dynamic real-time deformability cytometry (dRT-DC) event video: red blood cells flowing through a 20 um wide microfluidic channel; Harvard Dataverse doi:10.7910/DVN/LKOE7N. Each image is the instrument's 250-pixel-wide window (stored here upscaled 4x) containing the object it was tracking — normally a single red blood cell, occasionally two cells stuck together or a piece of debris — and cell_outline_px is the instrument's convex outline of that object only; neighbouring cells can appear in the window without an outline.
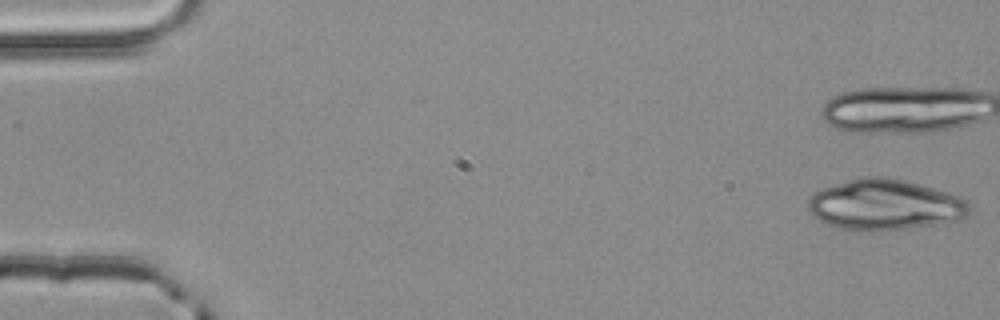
{"species": "common noctule bat (a hibernating species)", "species_latin": "Nyctalus noctula", "temperature_condition": "room temperature", "stored_images_in_passage": 6, "segment_of_instrument_passage": [1, 2], "camera_frame_rate_fps": 3000, "um_per_image_px": 0.085, "animal": {"sex": "male", "body_mass_g": 20.4}, "frame": {"image": 1, "passage_image": 1, "time_ms": 0.0, "image_size_px": [1000, 320], "cell_outline_px": [[972, 212], [960, 220], [908, 228], [876, 232], [836, 228], [824, 224], [808, 208], [808, 200], [816, 192], [824, 188], [848, 180], [868, 176], [884, 176], [904, 180], [920, 184], [948, 192], [968, 200], [972, 204]], "centroid_in_image_um": [75.27, 17.42], "position_along_channel_um": 9.7, "area_um2": 47.86}}